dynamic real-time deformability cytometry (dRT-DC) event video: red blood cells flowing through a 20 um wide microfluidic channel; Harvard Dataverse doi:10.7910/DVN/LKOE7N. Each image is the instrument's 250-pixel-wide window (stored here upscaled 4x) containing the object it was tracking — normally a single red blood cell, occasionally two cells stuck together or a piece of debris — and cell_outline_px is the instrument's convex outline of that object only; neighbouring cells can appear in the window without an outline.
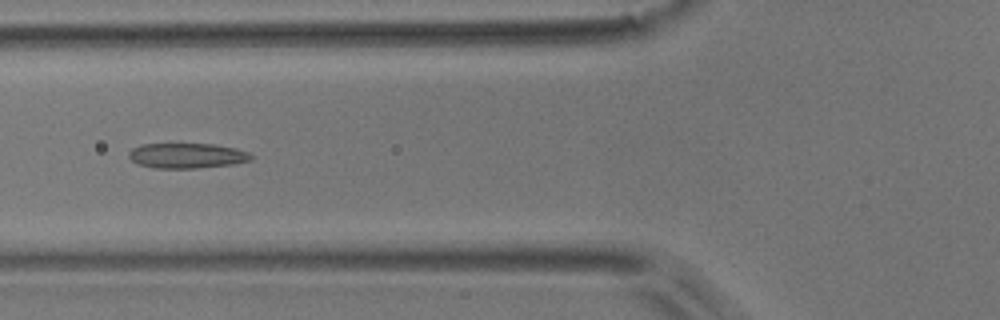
{"species": "common noctule bat (a hibernating species)", "species_latin": "Nyctalus noctula", "temperature_condition": "room temperature", "stored_images_in_passage": 8, "camera_frame_rate_fps": 3000, "um_per_image_px": 0.085, "animal": {"sex": "male", "body_mass_g": 17.9}, "frame": {"image": 1, "passage_image": 6, "time_ms": 1.667, "image_size_px": [1000, 320], "cell_outline_px": [[252, 160], [232, 164], [196, 168], [152, 168], [136, 164], [128, 156], [128, 152], [132, 148], [140, 144], [212, 144], [236, 148], [248, 152], [252, 156]], "centroid_in_image_um": [15.85, 13.23], "position_along_channel_um": 110.0, "area_um2": 17.98}}
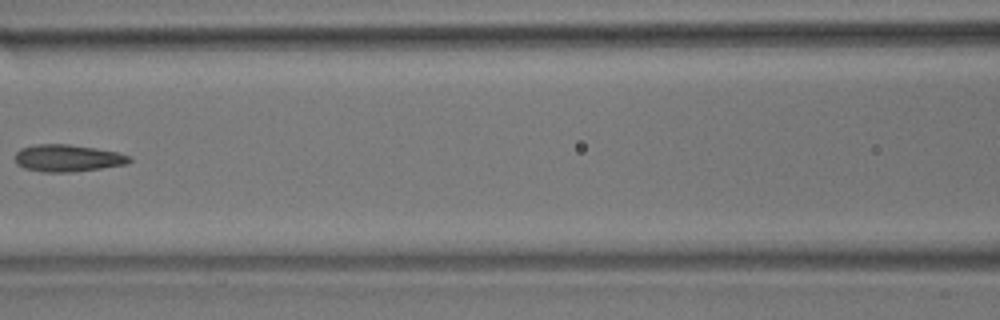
{"frame": {"image": 2, "passage_image": 7, "time_ms": 2.0, "image_size_px": [1000, 320], "cell_outline_px": [[132, 160], [128, 164], [72, 172], [44, 172], [24, 168], [16, 164], [16, 152], [20, 148], [36, 144], [68, 144], [96, 148], [116, 152], [132, 156]], "centroid_in_image_um": [5.76, 13.44], "position_along_channel_um": 160.8, "area_um2": 18.09}}
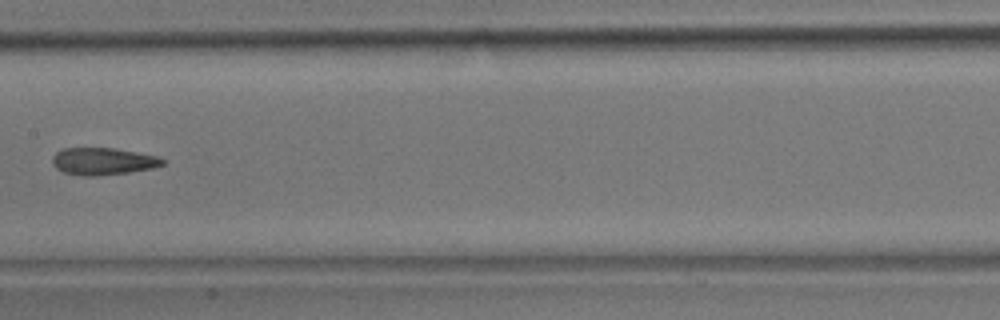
{"frame": {"image": 3, "passage_image": 8, "time_ms": 2.333, "image_size_px": [1000, 320], "cell_outline_px": [[164, 164], [152, 168], [128, 172], [96, 176], [84, 176], [64, 172], [56, 168], [52, 164], [52, 156], [56, 152], [64, 148], [112, 148], [136, 152], [156, 156], [164, 160]], "centroid_in_image_um": [8.71, 13.71], "position_along_channel_um": 198.7, "area_um2": 17.28}}